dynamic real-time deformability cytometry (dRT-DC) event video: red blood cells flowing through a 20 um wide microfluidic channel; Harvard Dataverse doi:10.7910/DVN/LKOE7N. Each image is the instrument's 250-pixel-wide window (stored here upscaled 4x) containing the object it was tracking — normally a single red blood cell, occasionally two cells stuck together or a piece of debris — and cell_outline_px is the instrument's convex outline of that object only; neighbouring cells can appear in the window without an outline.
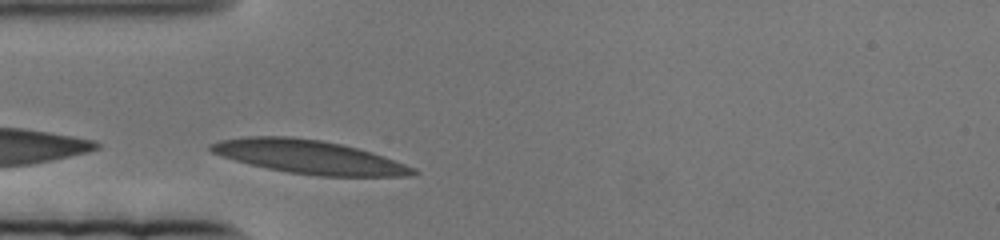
{"species": "human", "species_latin": "Homo sapiens", "temperature_condition": "cold", "stored_images_in_passage": 44, "camera_frame_rate_fps": 3000, "um_per_image_px": 0.085, "donor": {"sex": "female"}, "frame": {"image": 1, "passage_image": 2, "time_ms": 0.333, "image_size_px": [1000, 240], "cell_outline_px": [[420, 172], [408, 176], [320, 176], [288, 172], [268, 168], [236, 160], [212, 152], [208, 148], [208, 144], [220, 140], [244, 136], [292, 136], [320, 140], [340, 144], [372, 152], [416, 168]], "centroid_in_image_um": [26.27, 13.33], "position_along_channel_um": 58.7, "area_um2": 39.25}}
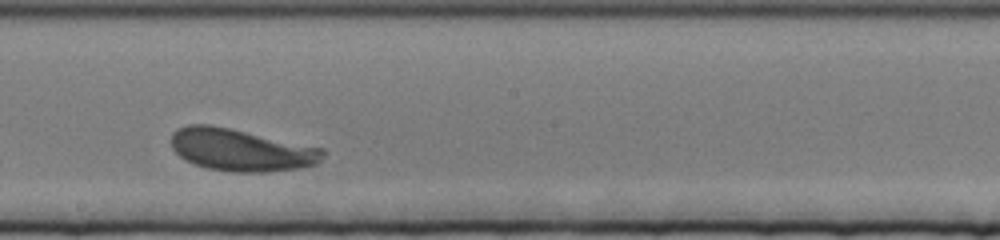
{"frame": {"image": 2, "passage_image": 24, "time_ms": 7.667, "image_size_px": [1000, 240], "cell_outline_px": [[324, 156], [316, 164], [304, 168], [264, 172], [232, 172], [208, 168], [184, 160], [172, 148], [172, 132], [176, 128], [188, 124], [208, 124], [228, 128], [324, 148]], "centroid_in_image_um": [20.48, 12.75], "position_along_channel_um": 227.7, "area_um2": 37.28}}
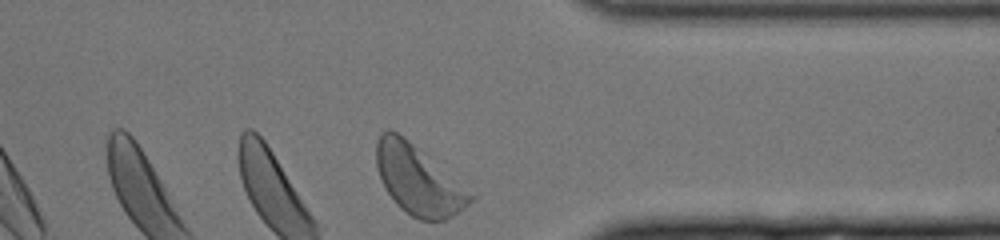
{"frame": {"image": 3, "passage_image": 44, "time_ms": 14.333, "image_size_px": [1000, 240], "cell_outline_px": [[476, 200], [452, 216], [444, 220], [420, 220], [412, 216], [400, 208], [396, 204], [388, 192], [376, 168], [376, 140], [380, 132], [388, 128], [396, 132], [408, 140], [476, 196]], "centroid_in_image_um": [35.54, 15.3], "position_along_channel_um": 375.9, "area_um2": 37.51}}